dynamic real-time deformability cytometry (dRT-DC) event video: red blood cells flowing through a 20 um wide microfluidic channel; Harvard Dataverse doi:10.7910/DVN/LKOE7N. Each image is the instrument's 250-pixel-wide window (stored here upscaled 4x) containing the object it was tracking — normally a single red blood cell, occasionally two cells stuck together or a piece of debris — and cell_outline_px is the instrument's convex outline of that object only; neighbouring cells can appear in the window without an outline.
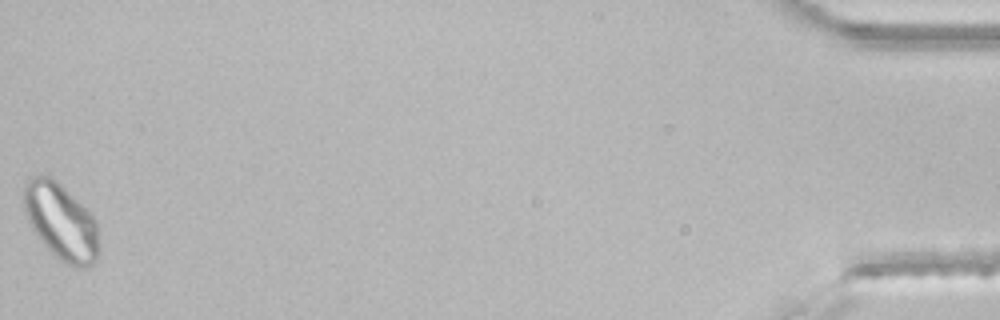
{"species": "common noctule bat (a hibernating species)", "species_latin": "Nyctalus noctula", "temperature_condition": "room temperature", "stored_images_in_passage": 46, "segment_of_instrument_passage": [2, 2], "camera_frame_rate_fps": 3000, "um_per_image_px": 0.085, "animal": {"sex": "male", "body_mass_g": 21.5, "forearm_length_mm": 52.0}, "frame": {"image": 1, "passage_image": 46, "time_ms": 15.0, "image_size_px": [1000, 320], "cell_outline_px": [[100, 252], [96, 260], [92, 264], [84, 268], [80, 268], [64, 264], [40, 240], [32, 228], [24, 212], [24, 184], [32, 176], [48, 176], [60, 184], [96, 220], [100, 244]], "centroid_in_image_um": [5.21, 18.89], "position_along_channel_um": 430.0, "area_um2": 33.18}}